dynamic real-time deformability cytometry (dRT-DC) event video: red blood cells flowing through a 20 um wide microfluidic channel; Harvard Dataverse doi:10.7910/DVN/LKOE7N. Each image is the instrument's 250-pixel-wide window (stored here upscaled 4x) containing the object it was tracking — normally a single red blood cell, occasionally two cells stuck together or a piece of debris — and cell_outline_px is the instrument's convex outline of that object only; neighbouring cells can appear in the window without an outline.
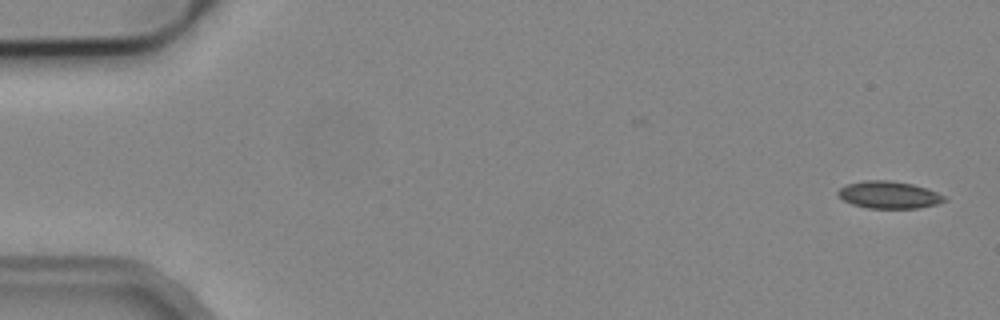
{"species": "common noctule bat (a hibernating species)", "species_latin": "Nyctalus noctula", "temperature_condition": "cold", "stored_images_in_passage": 5, "camera_frame_rate_fps": 3000, "um_per_image_px": 0.085, "animal": {"sex": "male", "body_mass_g": 19.2, "forearm_length_mm": 51.8}, "frame": {"image": 1, "passage_image": 1, "time_ms": 0.0, "image_size_px": [1000, 320], "cell_outline_px": [[948, 200], [936, 204], [920, 208], [868, 208], [852, 204], [844, 200], [836, 192], [844, 184], [864, 180], [892, 180], [912, 184], [928, 188], [948, 196]], "centroid_in_image_um": [75.6, 16.55], "position_along_channel_um": 9.4, "area_um2": 17.17}}
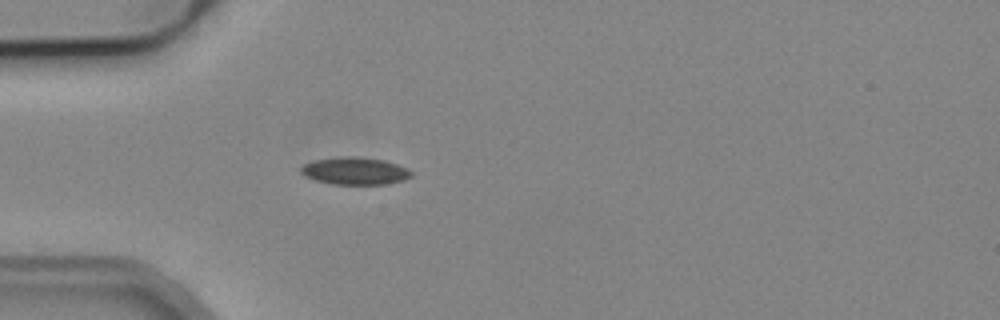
{"frame": {"image": 2, "passage_image": 5, "time_ms": 4.667, "image_size_px": [1000, 320], "cell_outline_px": [[412, 176], [404, 180], [384, 184], [332, 184], [316, 180], [304, 176], [300, 172], [300, 168], [304, 164], [312, 160], [340, 156], [356, 156], [384, 160], [408, 168], [412, 172]], "centroid_in_image_um": [30.15, 14.52], "position_along_channel_um": 54.9, "area_um2": 17.74}}